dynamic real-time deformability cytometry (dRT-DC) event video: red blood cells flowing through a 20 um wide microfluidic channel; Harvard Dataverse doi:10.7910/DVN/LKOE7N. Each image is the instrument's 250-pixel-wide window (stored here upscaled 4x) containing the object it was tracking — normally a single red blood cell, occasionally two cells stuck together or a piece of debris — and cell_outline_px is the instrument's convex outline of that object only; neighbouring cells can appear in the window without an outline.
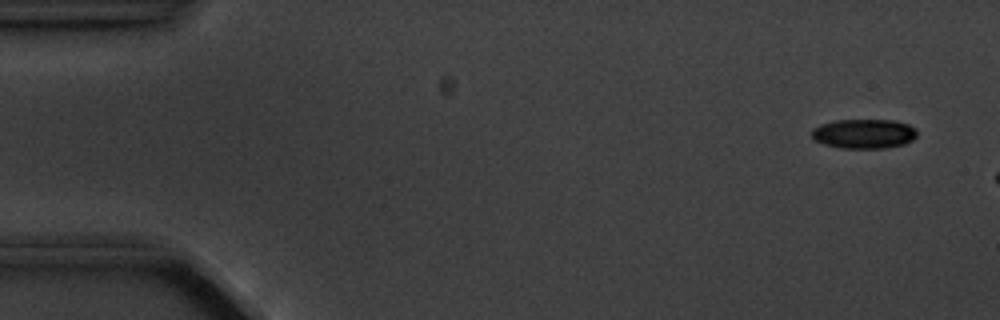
{"species": "common noctule bat (a hibernating species)", "species_latin": "Nyctalus noctula", "temperature_condition": "cold", "stored_images_in_passage": 3, "camera_frame_rate_fps": 3000, "um_per_image_px": 0.085, "animal": {"sex": "male", "body_mass_g": 20.1, "forearm_length_mm": 53.5}, "frame": {"image": 1, "passage_image": 1, "time_ms": 0.0, "image_size_px": [1000, 320], "cell_outline_px": [[916, 136], [912, 140], [904, 144], [884, 148], [840, 148], [824, 144], [816, 140], [812, 136], [812, 128], [820, 124], [836, 120], [896, 120], [908, 124], [916, 128]], "centroid_in_image_um": [73.44, 11.36], "position_along_channel_um": 11.6, "area_um2": 18.15}}